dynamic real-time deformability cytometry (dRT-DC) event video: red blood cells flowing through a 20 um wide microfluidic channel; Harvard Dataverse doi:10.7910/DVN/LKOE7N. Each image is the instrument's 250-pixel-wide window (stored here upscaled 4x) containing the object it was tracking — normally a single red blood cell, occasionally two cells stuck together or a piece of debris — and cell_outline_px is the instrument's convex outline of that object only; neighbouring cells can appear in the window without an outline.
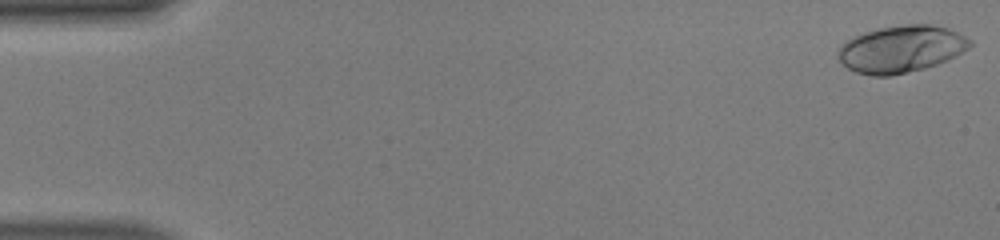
{"species": "human", "species_latin": "Homo sapiens", "temperature_condition": "warm", "stored_images_in_passage": 49, "camera_frame_rate_fps": 3000, "um_per_image_px": 0.085, "donor": {"sex": "male"}, "frame": {"image": 1, "passage_image": 1, "time_ms": 0.0, "image_size_px": [1000, 240], "cell_outline_px": [[972, 44], [968, 48], [956, 56], [936, 64], [924, 68], [888, 76], [872, 76], [856, 72], [848, 68], [840, 60], [840, 48], [848, 40], [864, 32], [880, 28], [904, 24], [932, 24], [948, 28], [972, 40]], "centroid_in_image_um": [76.64, 4.16], "position_along_channel_um": 8.4, "area_um2": 35.6}}
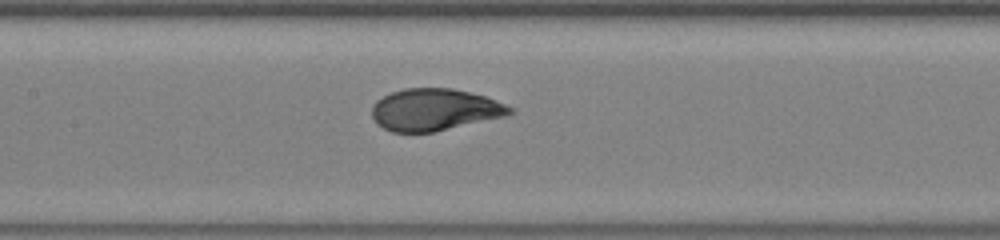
{"frame": {"image": 2, "passage_image": 24, "time_ms": 7.667, "image_size_px": [1000, 240], "cell_outline_px": [[516, 112], [508, 116], [432, 132], [392, 132], [376, 124], [372, 116], [372, 104], [376, 100], [392, 92], [404, 88], [452, 88], [484, 96], [496, 100], [516, 108]], "centroid_in_image_um": [36.97, 9.32], "position_along_channel_um": 170.4, "area_um2": 33.93}}
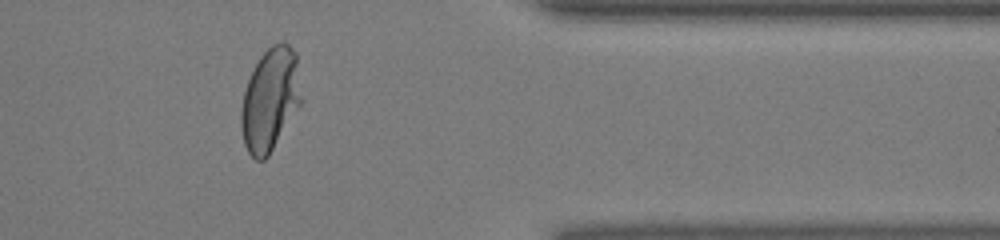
{"frame": {"image": 3, "passage_image": 41, "time_ms": 13.333, "image_size_px": [1000, 240], "cell_outline_px": [[304, 100], [268, 156], [264, 160], [256, 160], [248, 152], [244, 144], [240, 124], [240, 108], [244, 92], [248, 80], [260, 56], [272, 44], [284, 40], [296, 52]], "centroid_in_image_um": [22.99, 8.44], "position_along_channel_um": 388.4, "area_um2": 36.65}, "authors_computed_cell_mechanics": {"area_um2": 34.68, "velocity_mm_per_s": 4.1541, "shape_relaxation_time_tau1_ms": 3.7868, "shape_relaxation_time_tau2_ms": null, "deformation_change_tau1": 0.2288, "deformation_change_tau2": null}}